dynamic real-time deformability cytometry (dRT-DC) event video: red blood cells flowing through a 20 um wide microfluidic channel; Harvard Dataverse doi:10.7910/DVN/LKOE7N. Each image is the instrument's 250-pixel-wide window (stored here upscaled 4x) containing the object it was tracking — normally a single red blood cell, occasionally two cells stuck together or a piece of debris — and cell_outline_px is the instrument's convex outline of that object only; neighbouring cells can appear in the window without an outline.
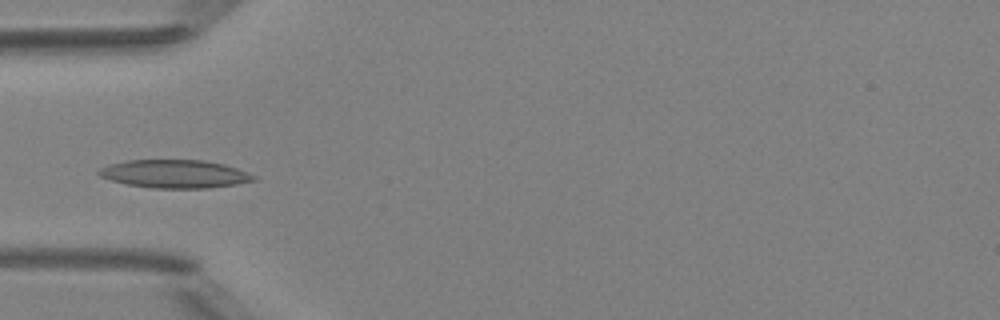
{"species": "Egyptian fruit bat (a non-hibernating species)", "species_latin": "Rousettus aegyptiacus", "temperature_condition": "room temperature", "stored_images_in_passage": 5, "camera_frame_rate_fps": 3000, "um_per_image_px": 0.085, "animal": {"sex": "female"}, "frame": {"image": 1, "passage_image": 5, "time_ms": 4.333, "image_size_px": [1000, 320], "cell_outline_px": [[256, 180], [236, 184], [208, 188], [152, 188], [128, 184], [112, 180], [100, 176], [96, 172], [100, 168], [108, 164], [128, 160], [204, 160], [224, 164], [236, 168], [256, 176]], "centroid_in_image_um": [14.84, 14.78], "position_along_channel_um": 70.2, "area_um2": 25.32}}